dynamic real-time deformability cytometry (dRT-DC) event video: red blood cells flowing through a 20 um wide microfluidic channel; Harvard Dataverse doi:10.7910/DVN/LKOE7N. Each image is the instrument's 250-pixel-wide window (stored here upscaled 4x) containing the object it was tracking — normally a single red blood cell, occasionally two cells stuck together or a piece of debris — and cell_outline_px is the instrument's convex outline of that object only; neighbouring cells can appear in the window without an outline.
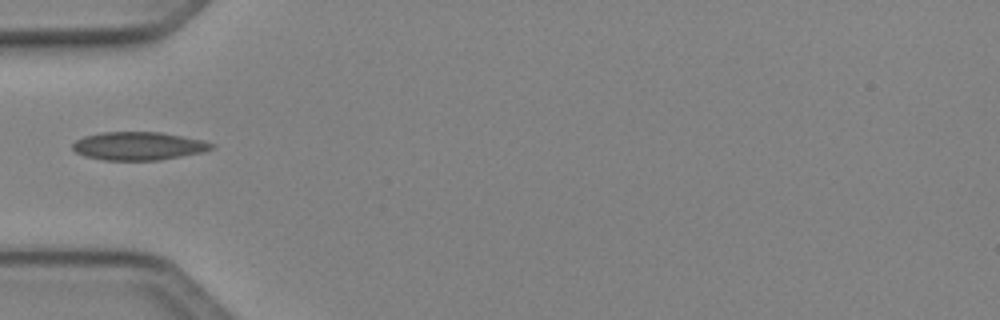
{"species": "Egyptian fruit bat (a non-hibernating species)", "species_latin": "Rousettus aegyptiacus", "temperature_condition": "cold", "stored_images_in_passage": 7, "camera_frame_rate_fps": 3000, "um_per_image_px": 0.085, "animal": {"sex": "female"}, "frame": {"image": 1, "passage_image": 1, "time_ms": 0.0, "image_size_px": [1000, 320], "cell_outline_px": [[216, 144], [212, 148], [204, 152], [160, 160], [104, 160], [84, 156], [76, 152], [72, 148], [72, 144], [76, 140], [84, 136], [100, 132], [160, 132], [204, 140]], "centroid_in_image_um": [11.78, 12.41], "position_along_channel_um": 73.2, "area_um2": 22.95}}